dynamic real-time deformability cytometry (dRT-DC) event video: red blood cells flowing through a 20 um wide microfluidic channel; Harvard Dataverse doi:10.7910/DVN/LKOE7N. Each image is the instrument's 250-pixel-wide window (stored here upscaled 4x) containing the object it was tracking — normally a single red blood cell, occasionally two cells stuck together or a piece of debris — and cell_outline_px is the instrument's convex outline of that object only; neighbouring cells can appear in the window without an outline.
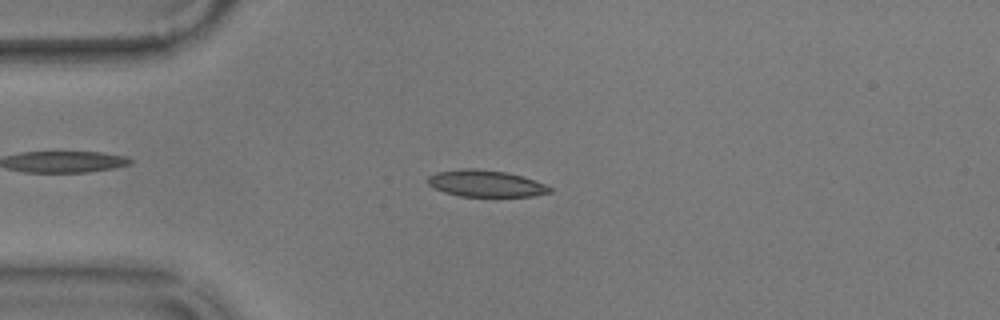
{"species": "common noctule bat (a hibernating species)", "species_latin": "Nyctalus noctula", "temperature_condition": "warm", "stored_images_in_passage": 55, "camera_frame_rate_fps": 3000, "um_per_image_px": 0.085, "animal": {"sex": "male", "body_mass_g": 17.9}, "frame": {"image": 1, "passage_image": 13, "time_ms": 4.0, "image_size_px": [1000, 320], "cell_outline_px": [[552, 192], [532, 196], [460, 196], [444, 192], [428, 184], [428, 176], [436, 172], [464, 168], [476, 168], [508, 172], [544, 184], [552, 188]], "centroid_in_image_um": [41.27, 15.59], "position_along_channel_um": 43.7, "area_um2": 18.79}}
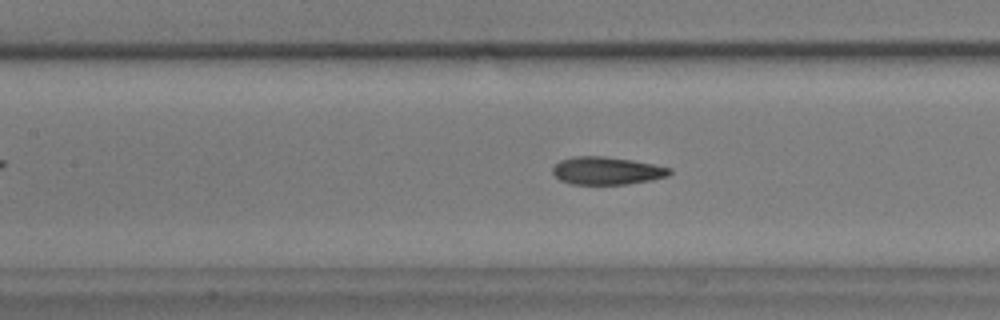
{"frame": {"image": 2, "passage_image": 24, "time_ms": 7.667, "image_size_px": [1000, 320], "cell_outline_px": [[672, 172], [668, 176], [652, 180], [628, 184], [572, 184], [560, 180], [552, 172], [552, 168], [560, 160], [572, 156], [604, 156], [632, 160], [672, 168]], "centroid_in_image_um": [51.58, 14.51], "position_along_channel_um": 155.8, "area_um2": 18.96}}
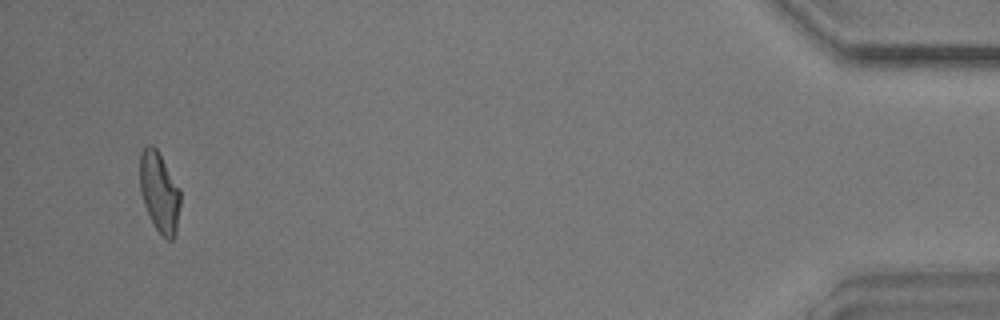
{"frame": {"image": 3, "passage_image": 53, "time_ms": 17.333, "image_size_px": [1000, 320], "cell_outline_px": [[180, 204], [176, 232], [172, 240], [168, 240], [156, 228], [144, 204], [140, 192], [140, 152], [144, 144], [152, 144], [156, 148], [180, 188]], "centroid_in_image_um": [13.54, 16.28], "position_along_channel_um": 421.7, "area_um2": 18.84}, "authors_computed_cell_mechanics": {"area_um2": 19.074, "velocity_mm_per_s": 3.5765, "shape_relaxation_time_tau1_ms": 8.9783, "shape_relaxation_time_tau2_ms": 1.6566, "deformation_change_tau1": 0.2141, "deformation_change_tau2": 0.089}}